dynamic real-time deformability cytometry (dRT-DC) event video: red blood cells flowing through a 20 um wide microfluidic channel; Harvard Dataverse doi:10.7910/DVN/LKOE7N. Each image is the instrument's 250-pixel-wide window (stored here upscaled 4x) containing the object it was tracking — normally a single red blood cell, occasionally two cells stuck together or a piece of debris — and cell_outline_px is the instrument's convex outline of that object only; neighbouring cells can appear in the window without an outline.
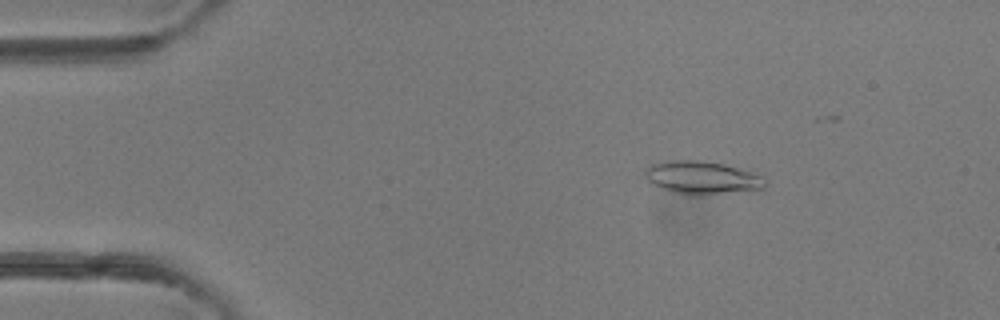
{"species": "common noctule bat (a hibernating species)", "species_latin": "Nyctalus noctula", "temperature_condition": "room temperature", "stored_images_in_passage": 41, "camera_frame_rate_fps": 3000, "um_per_image_px": 0.085, "animal": {"sex": "female"}, "frame": {"image": 1, "passage_image": 8, "time_ms": 2.333, "image_size_px": [1000, 320], "cell_outline_px": [[768, 184], [764, 188], [700, 196], [688, 196], [672, 192], [660, 188], [652, 184], [648, 180], [644, 172], [652, 164], [664, 160], [700, 160], [724, 164], [752, 172], [760, 176]], "centroid_in_image_um": [59.64, 15.11], "position_along_channel_um": 25.4, "area_um2": 23.24}}
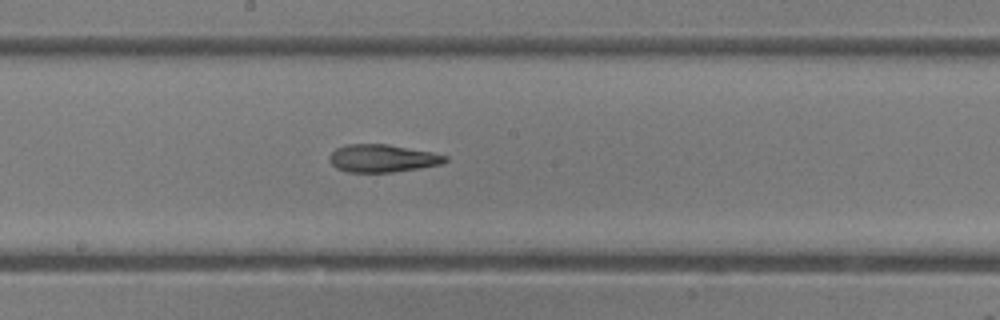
{"frame": {"image": 2, "passage_image": 26, "time_ms": 8.333, "image_size_px": [1000, 320], "cell_outline_px": [[448, 160], [440, 164], [420, 168], [392, 172], [348, 172], [336, 168], [328, 160], [328, 156], [336, 148], [348, 144], [388, 144], [432, 152], [448, 156]], "centroid_in_image_um": [32.49, 13.45], "position_along_channel_um": 215.7, "area_um2": 18.73}}
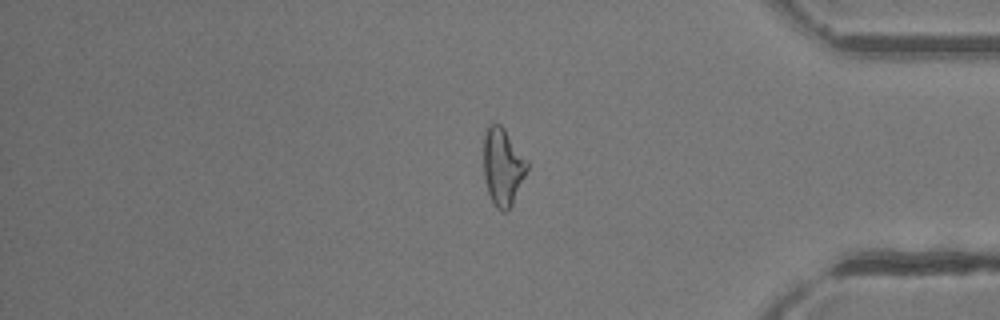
{"frame": {"image": 3, "passage_image": 40, "time_ms": 13.0, "image_size_px": [1000, 320], "cell_outline_px": [[528, 168], [512, 204], [504, 212], [496, 208], [488, 192], [484, 176], [484, 128], [488, 124], [500, 124], [504, 128], [528, 160]], "centroid_in_image_um": [42.73, 14.12], "position_along_channel_um": 392.5, "area_um2": 19.54}}